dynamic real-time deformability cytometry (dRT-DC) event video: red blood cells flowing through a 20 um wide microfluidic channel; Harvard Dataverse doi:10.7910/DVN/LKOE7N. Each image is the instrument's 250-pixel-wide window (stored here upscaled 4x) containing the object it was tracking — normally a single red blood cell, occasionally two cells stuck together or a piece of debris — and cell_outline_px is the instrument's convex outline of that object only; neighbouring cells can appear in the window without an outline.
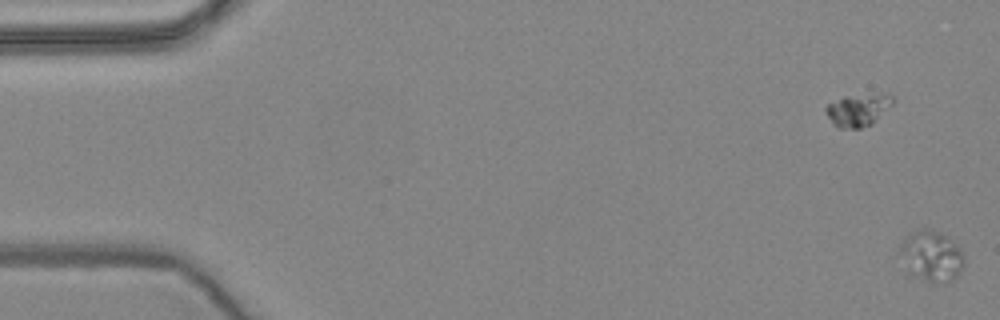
{"species": "common noctule bat (a hibernating species)", "species_latin": "Nyctalus noctula", "temperature_condition": "warm", "stored_images_in_passage": 20, "camera_frame_rate_fps": 3000, "um_per_image_px": 0.085, "animal": {"sex": "female", "body_mass_g": 24.6, "forearm_length_mm": 56.2}, "frame": {"image": 1, "passage_image": 1, "time_ms": 0.0, "image_size_px": [1000, 320], "cell_outline_px": [[964, 268], [952, 280], [944, 284], [932, 284], [908, 276], [900, 252], [900, 244], [912, 232], [924, 228], [928, 228], [944, 236], [956, 244], [960, 248], [964, 256]], "centroid_in_image_um": [79.17, 21.85], "position_along_channel_um": 5.8, "area_um2": 19.31}}
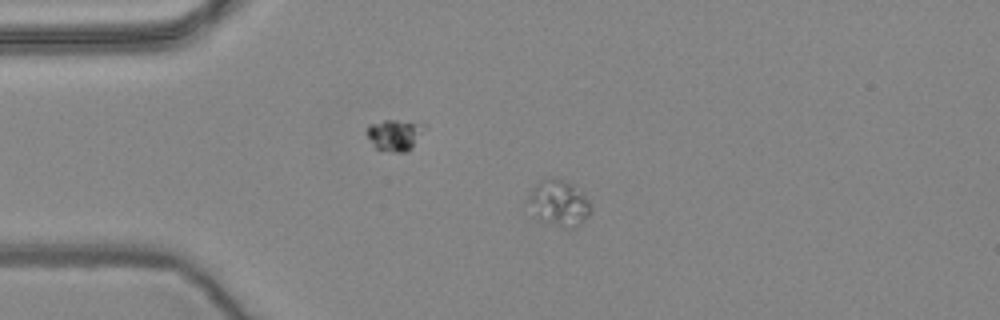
{"frame": {"image": 2, "passage_image": 14, "time_ms": 4.333, "image_size_px": [1000, 320], "cell_outline_px": [[592, 212], [576, 228], [568, 228], [540, 220], [536, 216], [524, 200], [532, 188], [540, 180], [548, 176], [552, 176], [572, 184], [592, 204]], "centroid_in_image_um": [47.47, 17.24], "position_along_channel_um": 37.5, "area_um2": 16.99}}